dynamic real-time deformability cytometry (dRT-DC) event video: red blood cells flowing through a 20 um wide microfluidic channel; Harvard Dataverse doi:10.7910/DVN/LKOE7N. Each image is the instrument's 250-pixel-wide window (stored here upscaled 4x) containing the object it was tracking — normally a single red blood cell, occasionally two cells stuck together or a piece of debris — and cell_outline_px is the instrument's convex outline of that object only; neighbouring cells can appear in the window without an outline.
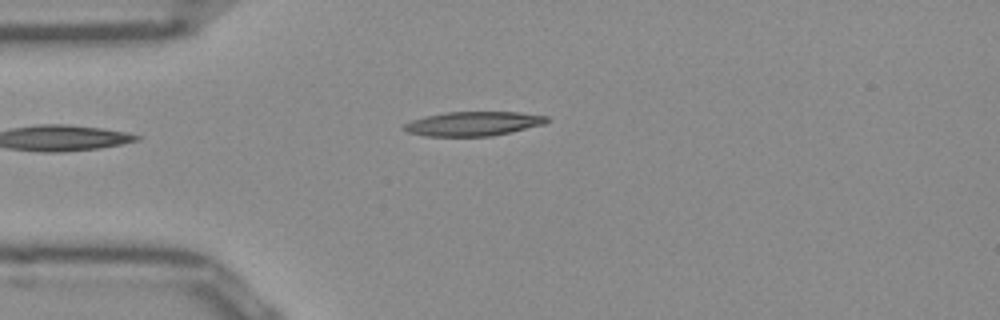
{"species": "Egyptian fruit bat (a non-hibernating species)", "species_latin": "Rousettus aegyptiacus", "temperature_condition": "room temperature", "stored_images_in_passage": 37, "camera_frame_rate_fps": 3000, "um_per_image_px": 0.085, "frame": {"image": 1, "passage_image": 1, "time_ms": 0.0, "image_size_px": [1000, 320], "cell_outline_px": [[548, 120], [544, 124], [492, 136], [428, 136], [408, 132], [400, 128], [404, 124], [412, 120], [428, 116], [448, 112], [516, 112], [548, 116]], "centroid_in_image_um": [40.21, 10.51], "position_along_channel_um": 44.8, "area_um2": 19.94}}
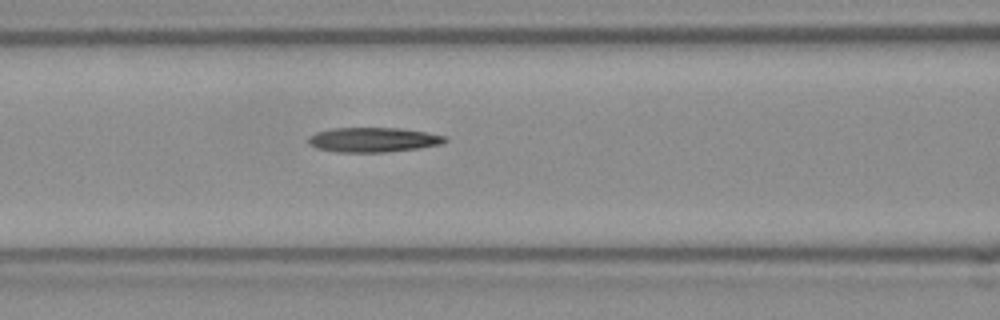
{"frame": {"image": 2, "passage_image": 9, "time_ms": 2.667, "image_size_px": [1000, 320], "cell_outline_px": [[448, 140], [440, 144], [420, 148], [384, 152], [336, 152], [316, 148], [308, 144], [308, 136], [316, 132], [332, 128], [400, 128], [424, 132], [444, 136]], "centroid_in_image_um": [31.67, 11.88], "position_along_channel_um": 134.9, "area_um2": 19.59}}
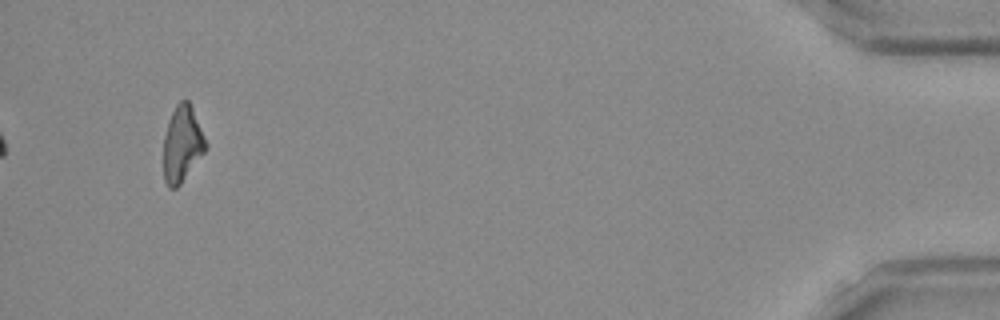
{"frame": {"image": 3, "passage_image": 37, "time_ms": 12.0, "image_size_px": [1000, 320], "cell_outline_px": [[208, 144], [204, 152], [180, 184], [176, 188], [168, 188], [164, 180], [164, 136], [168, 120], [176, 104], [180, 100], [188, 100], [192, 108]], "centroid_in_image_um": [15.47, 12.23], "position_along_channel_um": 419.7, "area_um2": 18.5}, "authors_computed_cell_mechanics": {"area_um2": 19.1896, "velocity_mm_per_s": 3.9276, "shape_relaxation_time_tau1_ms": 7.9907, "shape_relaxation_time_tau2_ms": null, "deformation_change_tau1": 0.2442, "deformation_change_tau2": null}}